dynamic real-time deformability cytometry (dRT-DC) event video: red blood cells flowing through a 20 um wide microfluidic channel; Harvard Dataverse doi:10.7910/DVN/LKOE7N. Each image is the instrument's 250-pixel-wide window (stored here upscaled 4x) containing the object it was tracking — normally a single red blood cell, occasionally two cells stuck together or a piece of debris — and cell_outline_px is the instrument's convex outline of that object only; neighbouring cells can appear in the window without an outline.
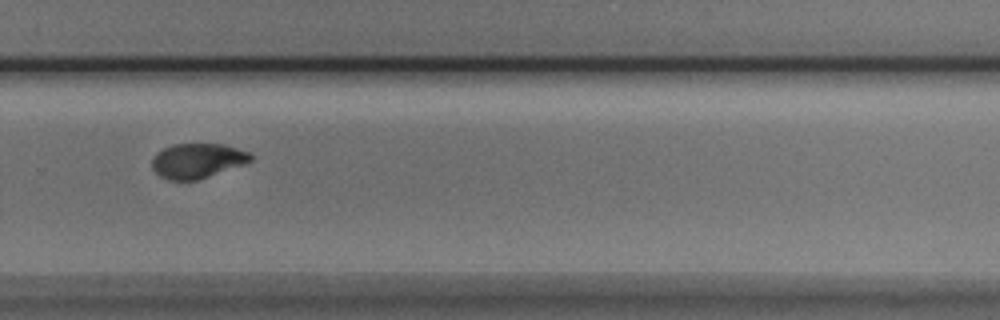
{"species": "Egyptian fruit bat (a non-hibernating species)", "species_latin": "Rousettus aegyptiacus", "temperature_condition": "cold", "stored_images_in_passage": 10, "camera_frame_rate_fps": 3000, "um_per_image_px": 0.085, "animal": {"sex": "male"}, "frame": {"image": 1, "passage_image": 10, "time_ms": 3.0, "image_size_px": [1000, 320], "cell_outline_px": [[252, 160], [244, 164], [196, 180], [168, 180], [160, 176], [152, 168], [152, 156], [156, 152], [172, 144], [224, 144], [248, 152], [252, 156]], "centroid_in_image_um": [16.74, 13.65], "position_along_channel_um": 313.1, "area_um2": 19.88}}